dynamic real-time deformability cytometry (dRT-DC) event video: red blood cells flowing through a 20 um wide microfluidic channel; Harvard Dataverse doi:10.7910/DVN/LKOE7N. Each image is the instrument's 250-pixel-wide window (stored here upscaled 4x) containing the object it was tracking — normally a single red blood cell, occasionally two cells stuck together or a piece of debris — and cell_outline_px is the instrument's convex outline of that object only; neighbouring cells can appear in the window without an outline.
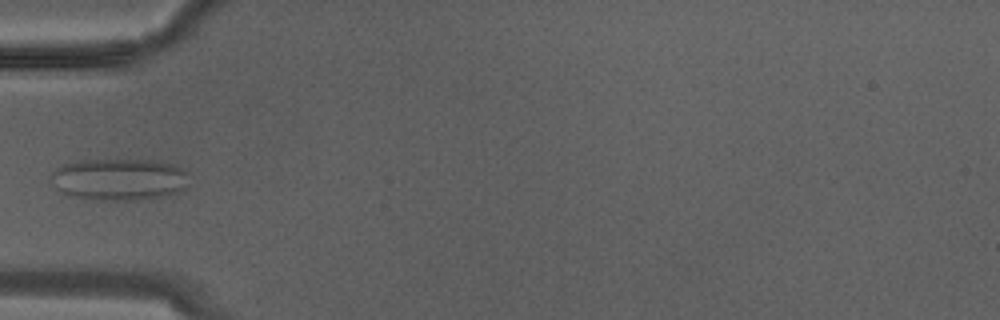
{"species": "Egyptian fruit bat (a non-hibernating species)", "species_latin": "Rousettus aegyptiacus", "temperature_condition": "warm", "stored_images_in_passage": 9, "camera_frame_rate_fps": 3000, "um_per_image_px": 0.085, "animal": {"sex": "male"}, "frame": {"image": 1, "passage_image": 8, "time_ms": 2.333, "image_size_px": [1000, 320], "cell_outline_px": [[188, 172], [184, 184], [176, 192], [168, 196], [148, 200], [112, 200], [68, 196], [60, 192], [48, 180], [52, 172], [56, 168], [64, 164], [76, 160], [152, 160], [172, 164], [184, 168]], "centroid_in_image_um": [10.07, 15.24], "position_along_channel_um": 74.9, "area_um2": 33.93}}